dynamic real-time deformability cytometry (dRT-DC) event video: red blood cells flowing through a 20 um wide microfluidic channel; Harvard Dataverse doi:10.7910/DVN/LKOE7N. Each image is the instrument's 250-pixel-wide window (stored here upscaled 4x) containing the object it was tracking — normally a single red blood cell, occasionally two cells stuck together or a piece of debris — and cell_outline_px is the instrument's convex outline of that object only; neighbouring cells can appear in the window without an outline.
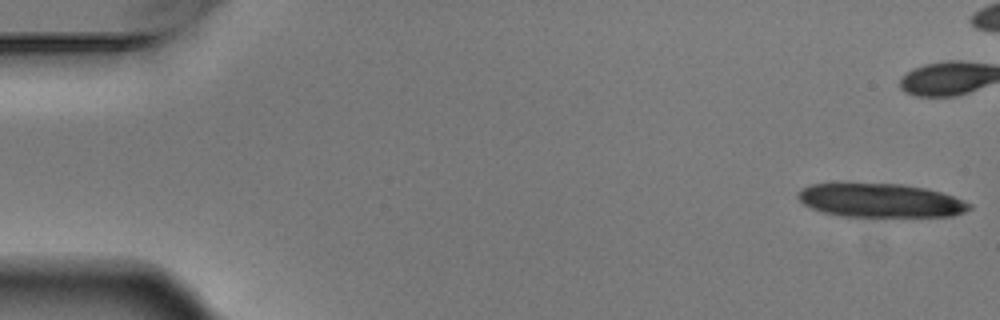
{"species": "Egyptian fruit bat (a non-hibernating species)", "species_latin": "Rousettus aegyptiacus", "temperature_condition": "warm", "stored_images_in_passage": 6, "camera_frame_rate_fps": 3000, "um_per_image_px": 0.085, "animal": {"sex": "male"}, "frame": {"image": 1, "passage_image": 1, "time_ms": 0.0, "image_size_px": [1000, 320], "cell_outline_px": [[972, 208], [964, 212], [952, 216], [844, 216], [824, 212], [812, 208], [804, 204], [796, 196], [796, 192], [800, 188], [812, 184], [904, 184], [924, 188], [940, 192], [964, 200], [972, 204]], "centroid_in_image_um": [74.84, 17.04], "position_along_channel_um": 10.2, "area_um2": 33.41}}
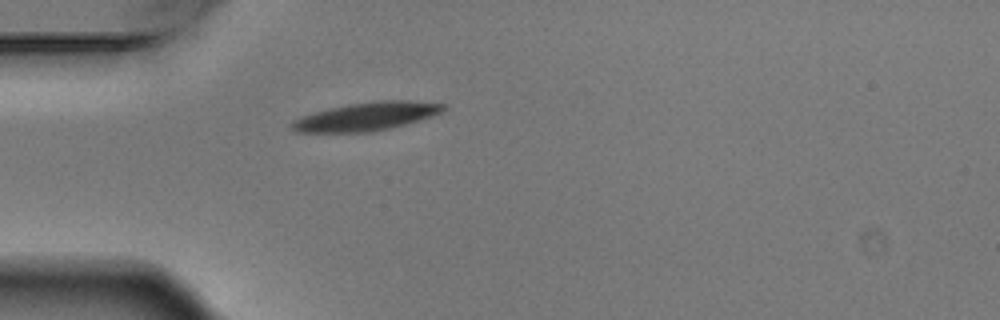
{"frame": {"image": 2, "passage_image": 6, "time_ms": 1.667, "image_size_px": [1000, 320], "cell_outline_px": [[444, 108], [440, 112], [404, 124], [372, 132], [296, 132], [288, 128], [288, 124], [292, 120], [312, 112], [328, 108], [348, 104], [376, 100], [408, 100], [444, 104]], "centroid_in_image_um": [31.0, 9.9], "position_along_channel_um": 54.0, "area_um2": 24.85}}